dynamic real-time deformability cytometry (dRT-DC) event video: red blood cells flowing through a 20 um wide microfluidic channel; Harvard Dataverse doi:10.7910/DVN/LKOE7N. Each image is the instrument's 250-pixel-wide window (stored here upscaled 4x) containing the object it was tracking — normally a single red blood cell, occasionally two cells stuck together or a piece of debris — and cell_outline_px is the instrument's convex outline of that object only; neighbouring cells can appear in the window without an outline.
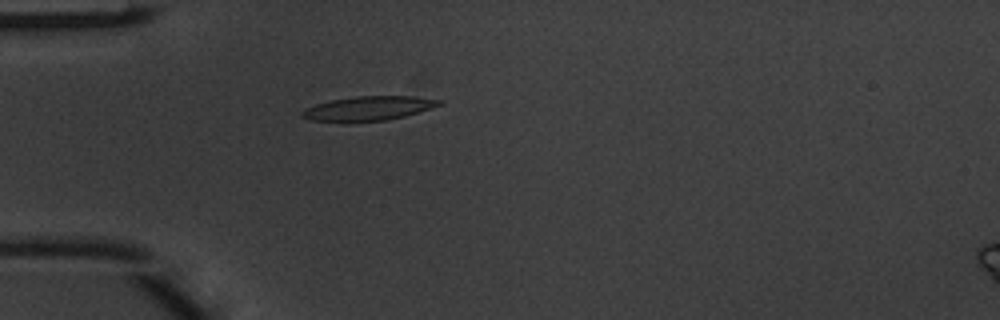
{"species": "common noctule bat (a hibernating species)", "species_latin": "Nyctalus noctula", "temperature_condition": "warm", "stored_images_in_passage": 2, "camera_frame_rate_fps": 3000, "um_per_image_px": 0.085, "animal": {"sex": "male", "body_mass_g": 20.1, "forearm_length_mm": 53.5}, "frame": {"image": 1, "passage_image": 2, "time_ms": 0.333, "image_size_px": [1000, 320], "cell_outline_px": [[444, 104], [432, 108], [404, 116], [384, 120], [308, 120], [300, 116], [300, 112], [304, 108], [316, 104], [332, 100], [356, 96], [412, 96], [444, 100]], "centroid_in_image_um": [31.36, 9.18], "position_along_channel_um": 53.6, "area_um2": 18.96}}